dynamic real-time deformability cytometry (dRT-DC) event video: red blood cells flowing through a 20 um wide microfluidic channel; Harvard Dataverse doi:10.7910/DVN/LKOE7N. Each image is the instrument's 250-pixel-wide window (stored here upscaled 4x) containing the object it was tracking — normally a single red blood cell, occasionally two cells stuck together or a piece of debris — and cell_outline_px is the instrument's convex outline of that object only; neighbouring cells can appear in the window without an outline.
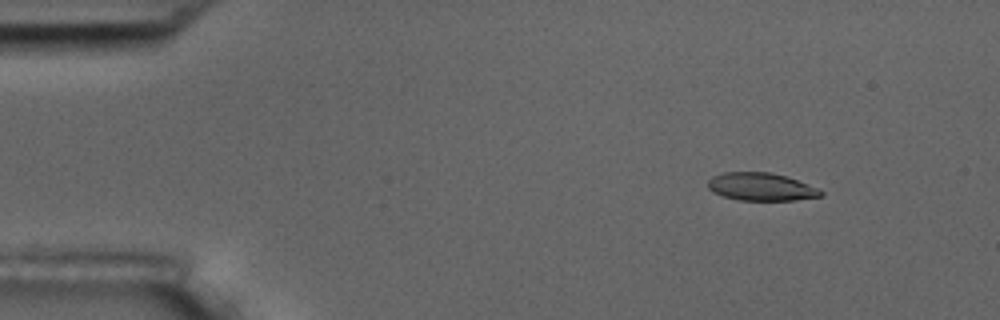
{"species": "common noctule bat (a hibernating species)", "species_latin": "Nyctalus noctula", "temperature_condition": "room temperature", "stored_images_in_passage": 5, "camera_frame_rate_fps": 3000, "um_per_image_px": 0.085, "animal": {"sex": "male", "body_mass_g": 17.5, "forearm_length_mm": 52.3}, "frame": {"image": 1, "passage_image": 2, "time_ms": 1.0, "image_size_px": [1000, 320], "cell_outline_px": [[824, 196], [796, 200], [736, 200], [712, 192], [708, 188], [708, 180], [712, 176], [724, 172], [772, 172], [796, 180], [816, 188], [824, 192]], "centroid_in_image_um": [64.66, 15.88], "position_along_channel_um": 20.3, "area_um2": 18.26}}
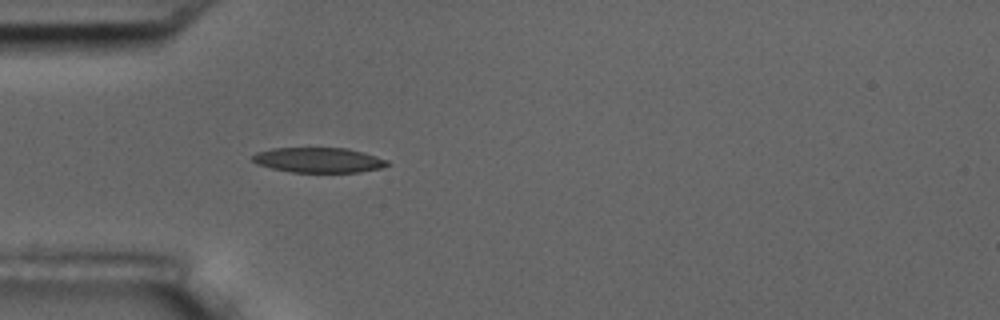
{"frame": {"image": 2, "passage_image": 5, "time_ms": 4.333, "image_size_px": [1000, 320], "cell_outline_px": [[392, 164], [380, 168], [356, 172], [292, 172], [272, 168], [256, 164], [252, 160], [252, 156], [256, 152], [272, 148], [348, 148], [364, 152], [388, 160]], "centroid_in_image_um": [27.09, 13.6], "position_along_channel_um": 57.9, "area_um2": 19.71}}